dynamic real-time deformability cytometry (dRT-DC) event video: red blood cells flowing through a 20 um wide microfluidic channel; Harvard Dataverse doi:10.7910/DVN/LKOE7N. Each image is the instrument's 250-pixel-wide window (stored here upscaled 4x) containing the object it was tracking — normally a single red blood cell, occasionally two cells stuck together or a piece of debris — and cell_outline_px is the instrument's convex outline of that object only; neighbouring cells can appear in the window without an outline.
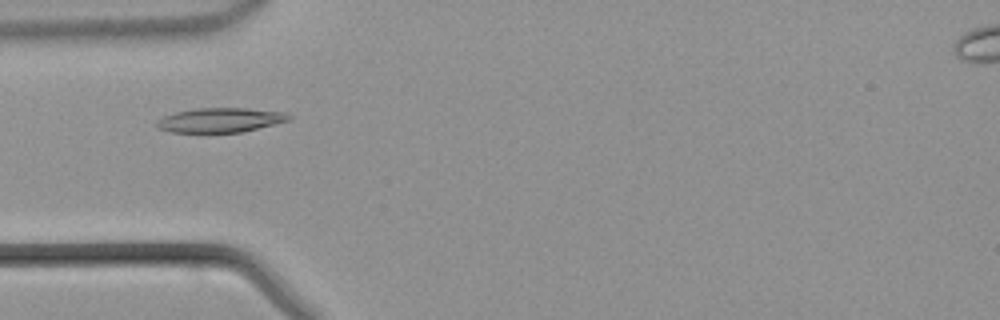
{"species": "common noctule bat (a hibernating species)", "species_latin": "Nyctalus noctula", "temperature_condition": "warm", "stored_images_in_passage": 34, "camera_frame_rate_fps": 3000, "um_per_image_px": 0.085, "animal": {"sex": "male", "body_mass_g": 21.5, "forearm_length_mm": 52.0}, "frame": {"image": 1, "passage_image": 3, "time_ms": 0.667, "image_size_px": [1000, 320], "cell_outline_px": [[292, 116], [288, 120], [240, 132], [168, 132], [156, 128], [152, 124], [156, 120], [164, 116], [176, 112], [196, 108], [244, 108], [284, 112]], "centroid_in_image_um": [18.61, 10.2], "position_along_channel_um": 66.4, "area_um2": 18.73}}
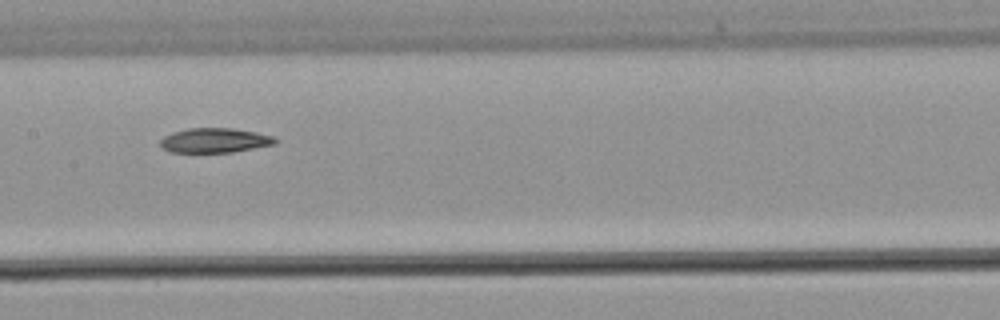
{"frame": {"image": 2, "passage_image": 11, "time_ms": 3.333, "image_size_px": [1000, 320], "cell_outline_px": [[276, 144], [232, 152], [168, 152], [160, 148], [160, 140], [164, 136], [172, 132], [188, 128], [232, 128], [256, 132], [272, 136], [276, 140]], "centroid_in_image_um": [18.2, 11.93], "position_along_channel_um": 189.2, "area_um2": 16.53}}
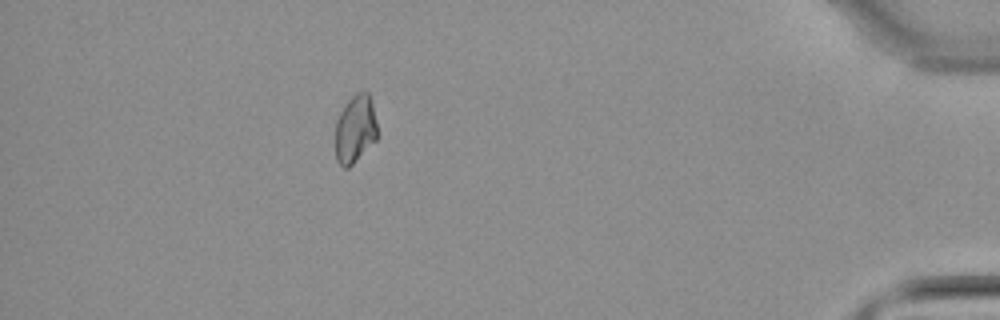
{"frame": {"image": 3, "passage_image": 29, "time_ms": 9.333, "image_size_px": [1000, 320], "cell_outline_px": [[376, 140], [348, 168], [344, 168], [336, 160], [336, 120], [340, 112], [348, 100], [356, 92], [368, 92], [372, 104], [376, 120]], "centroid_in_image_um": [30.18, 10.96], "position_along_channel_um": 405.0, "area_um2": 16.42}}